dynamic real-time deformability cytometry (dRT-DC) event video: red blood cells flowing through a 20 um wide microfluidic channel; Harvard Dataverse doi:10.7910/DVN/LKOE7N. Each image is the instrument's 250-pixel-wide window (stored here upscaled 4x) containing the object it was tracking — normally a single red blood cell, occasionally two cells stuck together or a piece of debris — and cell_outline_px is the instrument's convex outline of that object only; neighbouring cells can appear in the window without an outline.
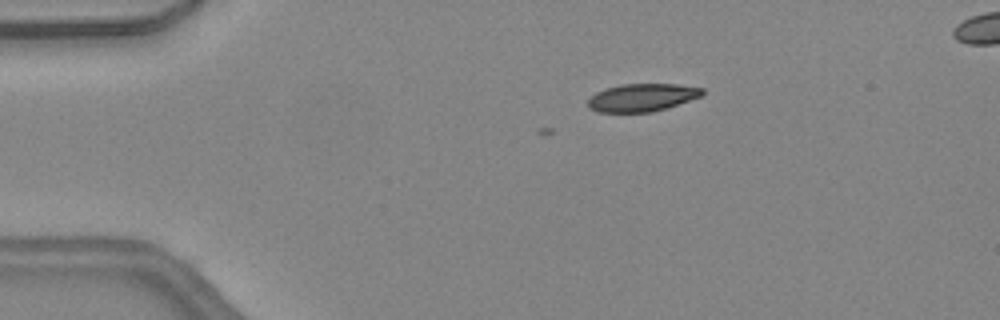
{"species": "common noctule bat (a hibernating species)", "species_latin": "Nyctalus noctula", "temperature_condition": "warm", "stored_images_in_passage": 3, "camera_frame_rate_fps": 3000, "um_per_image_px": 0.085, "animal": {"sex": "female", "body_mass_g": 24.6, "forearm_length_mm": 56.2}, "frame": {"image": 1, "passage_image": 1, "time_ms": 0.0, "image_size_px": [1000, 320], "cell_outline_px": [[704, 92], [700, 96], [652, 112], [600, 112], [588, 108], [588, 100], [596, 92], [620, 84], [676, 84], [704, 88]], "centroid_in_image_um": [54.55, 8.28], "position_along_channel_um": 30.5, "area_um2": 18.21}}